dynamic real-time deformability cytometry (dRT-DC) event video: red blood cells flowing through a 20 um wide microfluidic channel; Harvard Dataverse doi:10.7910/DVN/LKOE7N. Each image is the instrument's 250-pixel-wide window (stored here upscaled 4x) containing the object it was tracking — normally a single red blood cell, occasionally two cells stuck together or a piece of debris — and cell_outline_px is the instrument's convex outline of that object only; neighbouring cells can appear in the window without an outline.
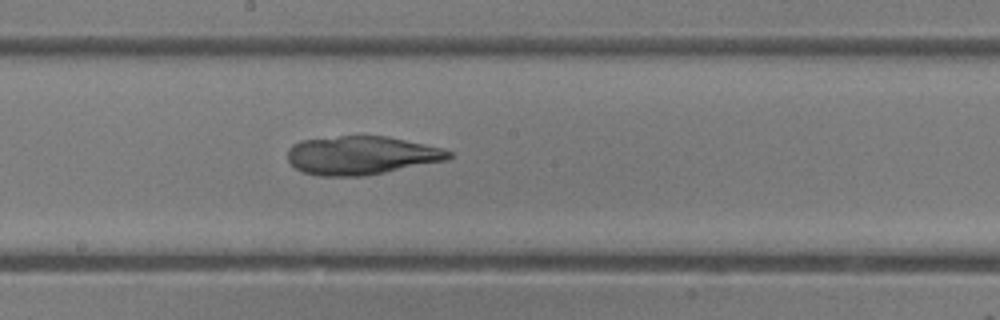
{"species": "common noctule bat (a hibernating species)", "species_latin": "Nyctalus noctula", "temperature_condition": "room temperature", "stored_images_in_passage": 47, "camera_frame_rate_fps": 3000, "um_per_image_px": 0.085, "animal": {"sex": "female"}, "frame": {"image": 1, "passage_image": 25, "time_ms": 8.0, "image_size_px": [1000, 320], "cell_outline_px": [[452, 156], [448, 160], [364, 176], [320, 176], [304, 172], [296, 168], [288, 160], [288, 148], [292, 144], [300, 140], [340, 136], [388, 136], [424, 144], [440, 148], [452, 152]], "centroid_in_image_um": [30.7, 13.2], "position_along_channel_um": 217.5, "area_um2": 36.13}}
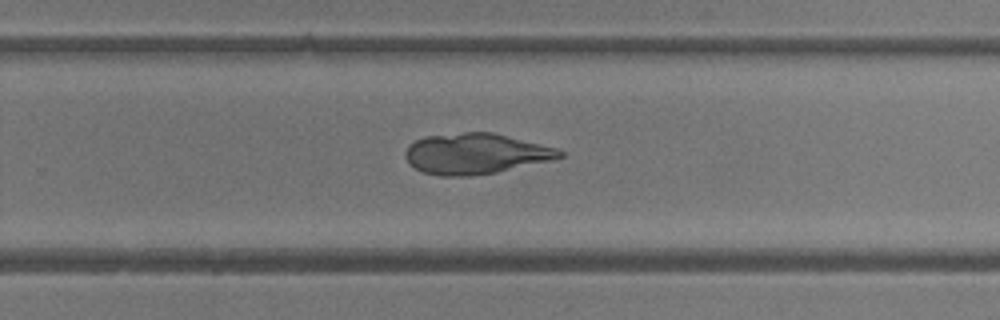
{"frame": {"image": 2, "passage_image": 30, "time_ms": 9.667, "image_size_px": [1000, 320], "cell_outline_px": [[564, 156], [552, 160], [496, 172], [468, 176], [440, 176], [424, 172], [408, 164], [404, 156], [404, 152], [408, 144], [424, 136], [464, 132], [492, 132], [556, 148], [564, 152]], "centroid_in_image_um": [40.38, 13.06], "position_along_channel_um": 289.4, "area_um2": 36.53}}